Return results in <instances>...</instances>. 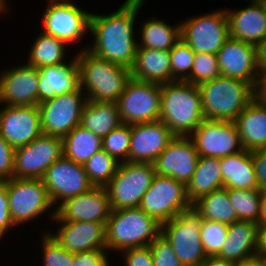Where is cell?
Listing matches in <instances>:
<instances>
[{"mask_svg": "<svg viewBox=\"0 0 266 266\" xmlns=\"http://www.w3.org/2000/svg\"><path fill=\"white\" fill-rule=\"evenodd\" d=\"M145 0H125L118 10L108 15L91 13L92 46L84 47L93 55L131 69L137 50L135 22Z\"/></svg>", "mask_w": 266, "mask_h": 266, "instance_id": "obj_1", "label": "cell"}, {"mask_svg": "<svg viewBox=\"0 0 266 266\" xmlns=\"http://www.w3.org/2000/svg\"><path fill=\"white\" fill-rule=\"evenodd\" d=\"M204 119L198 85L186 81L161 84L162 121L175 136H189Z\"/></svg>", "mask_w": 266, "mask_h": 266, "instance_id": "obj_2", "label": "cell"}, {"mask_svg": "<svg viewBox=\"0 0 266 266\" xmlns=\"http://www.w3.org/2000/svg\"><path fill=\"white\" fill-rule=\"evenodd\" d=\"M77 58L80 88L87 100L117 102L131 79L130 70L101 59L88 50H80Z\"/></svg>", "mask_w": 266, "mask_h": 266, "instance_id": "obj_3", "label": "cell"}, {"mask_svg": "<svg viewBox=\"0 0 266 266\" xmlns=\"http://www.w3.org/2000/svg\"><path fill=\"white\" fill-rule=\"evenodd\" d=\"M106 249L144 247L161 233V224L140 207L112 210L106 222ZM116 250V251H115Z\"/></svg>", "mask_w": 266, "mask_h": 266, "instance_id": "obj_4", "label": "cell"}, {"mask_svg": "<svg viewBox=\"0 0 266 266\" xmlns=\"http://www.w3.org/2000/svg\"><path fill=\"white\" fill-rule=\"evenodd\" d=\"M198 89L205 119L233 122L253 100V86L239 79L220 76Z\"/></svg>", "mask_w": 266, "mask_h": 266, "instance_id": "obj_5", "label": "cell"}, {"mask_svg": "<svg viewBox=\"0 0 266 266\" xmlns=\"http://www.w3.org/2000/svg\"><path fill=\"white\" fill-rule=\"evenodd\" d=\"M202 221L200 212L192 204L161 224V234L183 266H200L208 257L200 237Z\"/></svg>", "mask_w": 266, "mask_h": 266, "instance_id": "obj_6", "label": "cell"}, {"mask_svg": "<svg viewBox=\"0 0 266 266\" xmlns=\"http://www.w3.org/2000/svg\"><path fill=\"white\" fill-rule=\"evenodd\" d=\"M155 175L152 163L120 162L115 175L105 186L111 209L139 207Z\"/></svg>", "mask_w": 266, "mask_h": 266, "instance_id": "obj_7", "label": "cell"}, {"mask_svg": "<svg viewBox=\"0 0 266 266\" xmlns=\"http://www.w3.org/2000/svg\"><path fill=\"white\" fill-rule=\"evenodd\" d=\"M181 40L195 53L217 54L229 38L226 9L192 16L180 23Z\"/></svg>", "mask_w": 266, "mask_h": 266, "instance_id": "obj_8", "label": "cell"}, {"mask_svg": "<svg viewBox=\"0 0 266 266\" xmlns=\"http://www.w3.org/2000/svg\"><path fill=\"white\" fill-rule=\"evenodd\" d=\"M116 103L122 123L131 125L158 121L161 84L131 78Z\"/></svg>", "mask_w": 266, "mask_h": 266, "instance_id": "obj_9", "label": "cell"}, {"mask_svg": "<svg viewBox=\"0 0 266 266\" xmlns=\"http://www.w3.org/2000/svg\"><path fill=\"white\" fill-rule=\"evenodd\" d=\"M191 205L185 184L156 174L139 207L162 224Z\"/></svg>", "mask_w": 266, "mask_h": 266, "instance_id": "obj_10", "label": "cell"}, {"mask_svg": "<svg viewBox=\"0 0 266 266\" xmlns=\"http://www.w3.org/2000/svg\"><path fill=\"white\" fill-rule=\"evenodd\" d=\"M9 211L15 226L38 219L53 206L42 179L7 180Z\"/></svg>", "mask_w": 266, "mask_h": 266, "instance_id": "obj_11", "label": "cell"}, {"mask_svg": "<svg viewBox=\"0 0 266 266\" xmlns=\"http://www.w3.org/2000/svg\"><path fill=\"white\" fill-rule=\"evenodd\" d=\"M83 94V95H82ZM87 102L79 87L39 103L42 134L63 138L80 125L82 109Z\"/></svg>", "mask_w": 266, "mask_h": 266, "instance_id": "obj_12", "label": "cell"}, {"mask_svg": "<svg viewBox=\"0 0 266 266\" xmlns=\"http://www.w3.org/2000/svg\"><path fill=\"white\" fill-rule=\"evenodd\" d=\"M48 2L42 18V32L46 35L54 36L68 45L81 40L90 31V12L79 8L72 0Z\"/></svg>", "mask_w": 266, "mask_h": 266, "instance_id": "obj_13", "label": "cell"}, {"mask_svg": "<svg viewBox=\"0 0 266 266\" xmlns=\"http://www.w3.org/2000/svg\"><path fill=\"white\" fill-rule=\"evenodd\" d=\"M62 156V138L41 134L28 145L15 148L13 177L41 179L45 171Z\"/></svg>", "mask_w": 266, "mask_h": 266, "instance_id": "obj_14", "label": "cell"}, {"mask_svg": "<svg viewBox=\"0 0 266 266\" xmlns=\"http://www.w3.org/2000/svg\"><path fill=\"white\" fill-rule=\"evenodd\" d=\"M189 137L199 157L223 158L243 150L237 127L232 121L204 118Z\"/></svg>", "mask_w": 266, "mask_h": 266, "instance_id": "obj_15", "label": "cell"}, {"mask_svg": "<svg viewBox=\"0 0 266 266\" xmlns=\"http://www.w3.org/2000/svg\"><path fill=\"white\" fill-rule=\"evenodd\" d=\"M41 179L52 204L58 205V207L67 199L85 193L94 187L90 183L83 165L64 156L57 159L45 171ZM58 202L59 204H57Z\"/></svg>", "mask_w": 266, "mask_h": 266, "instance_id": "obj_16", "label": "cell"}, {"mask_svg": "<svg viewBox=\"0 0 266 266\" xmlns=\"http://www.w3.org/2000/svg\"><path fill=\"white\" fill-rule=\"evenodd\" d=\"M54 208L49 217L61 225L56 233L48 231V234L64 249L73 254L106 249V224L104 222L63 221Z\"/></svg>", "mask_w": 266, "mask_h": 266, "instance_id": "obj_17", "label": "cell"}, {"mask_svg": "<svg viewBox=\"0 0 266 266\" xmlns=\"http://www.w3.org/2000/svg\"><path fill=\"white\" fill-rule=\"evenodd\" d=\"M41 134L38 105H5L0 110V135L13 148L28 145Z\"/></svg>", "mask_w": 266, "mask_h": 266, "instance_id": "obj_18", "label": "cell"}, {"mask_svg": "<svg viewBox=\"0 0 266 266\" xmlns=\"http://www.w3.org/2000/svg\"><path fill=\"white\" fill-rule=\"evenodd\" d=\"M39 71L27 63L0 72V104L38 105Z\"/></svg>", "mask_w": 266, "mask_h": 266, "instance_id": "obj_19", "label": "cell"}, {"mask_svg": "<svg viewBox=\"0 0 266 266\" xmlns=\"http://www.w3.org/2000/svg\"><path fill=\"white\" fill-rule=\"evenodd\" d=\"M199 154L189 136H175L154 161L158 175L170 176L187 185L195 172Z\"/></svg>", "mask_w": 266, "mask_h": 266, "instance_id": "obj_20", "label": "cell"}, {"mask_svg": "<svg viewBox=\"0 0 266 266\" xmlns=\"http://www.w3.org/2000/svg\"><path fill=\"white\" fill-rule=\"evenodd\" d=\"M216 56L221 76L243 80L254 86L259 73L256 46L229 37Z\"/></svg>", "mask_w": 266, "mask_h": 266, "instance_id": "obj_21", "label": "cell"}, {"mask_svg": "<svg viewBox=\"0 0 266 266\" xmlns=\"http://www.w3.org/2000/svg\"><path fill=\"white\" fill-rule=\"evenodd\" d=\"M55 209L63 221H92L105 224L112 211L105 187H93L85 193L67 199Z\"/></svg>", "mask_w": 266, "mask_h": 266, "instance_id": "obj_22", "label": "cell"}, {"mask_svg": "<svg viewBox=\"0 0 266 266\" xmlns=\"http://www.w3.org/2000/svg\"><path fill=\"white\" fill-rule=\"evenodd\" d=\"M174 137L160 120L131 124L129 162L153 164Z\"/></svg>", "mask_w": 266, "mask_h": 266, "instance_id": "obj_23", "label": "cell"}, {"mask_svg": "<svg viewBox=\"0 0 266 266\" xmlns=\"http://www.w3.org/2000/svg\"><path fill=\"white\" fill-rule=\"evenodd\" d=\"M38 105L68 92L76 91L80 87L78 58L68 63L38 67Z\"/></svg>", "mask_w": 266, "mask_h": 266, "instance_id": "obj_24", "label": "cell"}, {"mask_svg": "<svg viewBox=\"0 0 266 266\" xmlns=\"http://www.w3.org/2000/svg\"><path fill=\"white\" fill-rule=\"evenodd\" d=\"M229 37L256 46L266 36V2L250 3L241 10H226Z\"/></svg>", "mask_w": 266, "mask_h": 266, "instance_id": "obj_25", "label": "cell"}, {"mask_svg": "<svg viewBox=\"0 0 266 266\" xmlns=\"http://www.w3.org/2000/svg\"><path fill=\"white\" fill-rule=\"evenodd\" d=\"M257 223L238 221L228 225L227 236L216 255L238 266L257 255Z\"/></svg>", "mask_w": 266, "mask_h": 266, "instance_id": "obj_26", "label": "cell"}, {"mask_svg": "<svg viewBox=\"0 0 266 266\" xmlns=\"http://www.w3.org/2000/svg\"><path fill=\"white\" fill-rule=\"evenodd\" d=\"M130 74L131 78L138 81L158 84L171 82L170 51L137 48Z\"/></svg>", "mask_w": 266, "mask_h": 266, "instance_id": "obj_27", "label": "cell"}, {"mask_svg": "<svg viewBox=\"0 0 266 266\" xmlns=\"http://www.w3.org/2000/svg\"><path fill=\"white\" fill-rule=\"evenodd\" d=\"M237 127L244 150L266 148V106L254 99L233 121Z\"/></svg>", "mask_w": 266, "mask_h": 266, "instance_id": "obj_28", "label": "cell"}, {"mask_svg": "<svg viewBox=\"0 0 266 266\" xmlns=\"http://www.w3.org/2000/svg\"><path fill=\"white\" fill-rule=\"evenodd\" d=\"M223 187L228 189H258L251 151L241 150L220 158Z\"/></svg>", "mask_w": 266, "mask_h": 266, "instance_id": "obj_29", "label": "cell"}, {"mask_svg": "<svg viewBox=\"0 0 266 266\" xmlns=\"http://www.w3.org/2000/svg\"><path fill=\"white\" fill-rule=\"evenodd\" d=\"M121 124L122 120L116 102L87 100L82 109L80 126L90 130L100 138H103Z\"/></svg>", "mask_w": 266, "mask_h": 266, "instance_id": "obj_30", "label": "cell"}, {"mask_svg": "<svg viewBox=\"0 0 266 266\" xmlns=\"http://www.w3.org/2000/svg\"><path fill=\"white\" fill-rule=\"evenodd\" d=\"M186 188L191 204L202 196L223 188L220 158L199 157L195 172Z\"/></svg>", "mask_w": 266, "mask_h": 266, "instance_id": "obj_31", "label": "cell"}, {"mask_svg": "<svg viewBox=\"0 0 266 266\" xmlns=\"http://www.w3.org/2000/svg\"><path fill=\"white\" fill-rule=\"evenodd\" d=\"M153 17L151 20H144L141 23L139 31L141 37L137 43V48H150L163 51H170L171 48L181 40L180 36V23L173 26L166 23L164 19H156Z\"/></svg>", "mask_w": 266, "mask_h": 266, "instance_id": "obj_32", "label": "cell"}, {"mask_svg": "<svg viewBox=\"0 0 266 266\" xmlns=\"http://www.w3.org/2000/svg\"><path fill=\"white\" fill-rule=\"evenodd\" d=\"M62 140L63 156L82 165L102 149V138L80 125Z\"/></svg>", "mask_w": 266, "mask_h": 266, "instance_id": "obj_33", "label": "cell"}, {"mask_svg": "<svg viewBox=\"0 0 266 266\" xmlns=\"http://www.w3.org/2000/svg\"><path fill=\"white\" fill-rule=\"evenodd\" d=\"M193 206L200 212L204 220L227 225L239 221L235 208L230 202L228 188L223 187L202 196L193 203Z\"/></svg>", "mask_w": 266, "mask_h": 266, "instance_id": "obj_34", "label": "cell"}, {"mask_svg": "<svg viewBox=\"0 0 266 266\" xmlns=\"http://www.w3.org/2000/svg\"><path fill=\"white\" fill-rule=\"evenodd\" d=\"M66 47L64 41L41 31L30 49L27 64L38 68L64 63Z\"/></svg>", "mask_w": 266, "mask_h": 266, "instance_id": "obj_35", "label": "cell"}, {"mask_svg": "<svg viewBox=\"0 0 266 266\" xmlns=\"http://www.w3.org/2000/svg\"><path fill=\"white\" fill-rule=\"evenodd\" d=\"M228 196L239 221L261 222V191L259 189H228Z\"/></svg>", "mask_w": 266, "mask_h": 266, "instance_id": "obj_36", "label": "cell"}, {"mask_svg": "<svg viewBox=\"0 0 266 266\" xmlns=\"http://www.w3.org/2000/svg\"><path fill=\"white\" fill-rule=\"evenodd\" d=\"M118 165L113 156L101 149L83 164V168L94 187H105L115 175Z\"/></svg>", "mask_w": 266, "mask_h": 266, "instance_id": "obj_37", "label": "cell"}, {"mask_svg": "<svg viewBox=\"0 0 266 266\" xmlns=\"http://www.w3.org/2000/svg\"><path fill=\"white\" fill-rule=\"evenodd\" d=\"M131 125L122 123L102 138V149L119 163L129 162Z\"/></svg>", "mask_w": 266, "mask_h": 266, "instance_id": "obj_38", "label": "cell"}, {"mask_svg": "<svg viewBox=\"0 0 266 266\" xmlns=\"http://www.w3.org/2000/svg\"><path fill=\"white\" fill-rule=\"evenodd\" d=\"M195 52L179 40L170 50L171 82L185 81L191 74Z\"/></svg>", "mask_w": 266, "mask_h": 266, "instance_id": "obj_39", "label": "cell"}, {"mask_svg": "<svg viewBox=\"0 0 266 266\" xmlns=\"http://www.w3.org/2000/svg\"><path fill=\"white\" fill-rule=\"evenodd\" d=\"M220 76L217 56L215 54L195 53L191 74L185 81L199 85Z\"/></svg>", "mask_w": 266, "mask_h": 266, "instance_id": "obj_40", "label": "cell"}, {"mask_svg": "<svg viewBox=\"0 0 266 266\" xmlns=\"http://www.w3.org/2000/svg\"><path fill=\"white\" fill-rule=\"evenodd\" d=\"M228 225L204 220L200 227V237L207 256H216L225 242Z\"/></svg>", "mask_w": 266, "mask_h": 266, "instance_id": "obj_41", "label": "cell"}, {"mask_svg": "<svg viewBox=\"0 0 266 266\" xmlns=\"http://www.w3.org/2000/svg\"><path fill=\"white\" fill-rule=\"evenodd\" d=\"M42 235L43 266H72L73 253L64 249L48 232Z\"/></svg>", "mask_w": 266, "mask_h": 266, "instance_id": "obj_42", "label": "cell"}, {"mask_svg": "<svg viewBox=\"0 0 266 266\" xmlns=\"http://www.w3.org/2000/svg\"><path fill=\"white\" fill-rule=\"evenodd\" d=\"M154 266H183L168 240L160 233L150 244Z\"/></svg>", "mask_w": 266, "mask_h": 266, "instance_id": "obj_43", "label": "cell"}, {"mask_svg": "<svg viewBox=\"0 0 266 266\" xmlns=\"http://www.w3.org/2000/svg\"><path fill=\"white\" fill-rule=\"evenodd\" d=\"M107 249H96L73 254L72 266H110Z\"/></svg>", "mask_w": 266, "mask_h": 266, "instance_id": "obj_44", "label": "cell"}, {"mask_svg": "<svg viewBox=\"0 0 266 266\" xmlns=\"http://www.w3.org/2000/svg\"><path fill=\"white\" fill-rule=\"evenodd\" d=\"M14 153L15 148L0 135V182L13 178Z\"/></svg>", "mask_w": 266, "mask_h": 266, "instance_id": "obj_45", "label": "cell"}, {"mask_svg": "<svg viewBox=\"0 0 266 266\" xmlns=\"http://www.w3.org/2000/svg\"><path fill=\"white\" fill-rule=\"evenodd\" d=\"M120 253L124 258V266H154L149 246L128 248Z\"/></svg>", "mask_w": 266, "mask_h": 266, "instance_id": "obj_46", "label": "cell"}, {"mask_svg": "<svg viewBox=\"0 0 266 266\" xmlns=\"http://www.w3.org/2000/svg\"><path fill=\"white\" fill-rule=\"evenodd\" d=\"M15 227L9 211V201L7 193V181L0 182V240L5 236V232Z\"/></svg>", "mask_w": 266, "mask_h": 266, "instance_id": "obj_47", "label": "cell"}, {"mask_svg": "<svg viewBox=\"0 0 266 266\" xmlns=\"http://www.w3.org/2000/svg\"><path fill=\"white\" fill-rule=\"evenodd\" d=\"M251 156L260 191L266 190V148L251 151Z\"/></svg>", "mask_w": 266, "mask_h": 266, "instance_id": "obj_48", "label": "cell"}, {"mask_svg": "<svg viewBox=\"0 0 266 266\" xmlns=\"http://www.w3.org/2000/svg\"><path fill=\"white\" fill-rule=\"evenodd\" d=\"M253 99L266 106V72L258 73L253 86Z\"/></svg>", "mask_w": 266, "mask_h": 266, "instance_id": "obj_49", "label": "cell"}, {"mask_svg": "<svg viewBox=\"0 0 266 266\" xmlns=\"http://www.w3.org/2000/svg\"><path fill=\"white\" fill-rule=\"evenodd\" d=\"M257 255L266 259V221L257 225Z\"/></svg>", "mask_w": 266, "mask_h": 266, "instance_id": "obj_50", "label": "cell"}, {"mask_svg": "<svg viewBox=\"0 0 266 266\" xmlns=\"http://www.w3.org/2000/svg\"><path fill=\"white\" fill-rule=\"evenodd\" d=\"M257 67L259 73L266 72V36L256 45Z\"/></svg>", "mask_w": 266, "mask_h": 266, "instance_id": "obj_51", "label": "cell"}, {"mask_svg": "<svg viewBox=\"0 0 266 266\" xmlns=\"http://www.w3.org/2000/svg\"><path fill=\"white\" fill-rule=\"evenodd\" d=\"M200 266H236V265L218 256H208Z\"/></svg>", "mask_w": 266, "mask_h": 266, "instance_id": "obj_52", "label": "cell"}, {"mask_svg": "<svg viewBox=\"0 0 266 266\" xmlns=\"http://www.w3.org/2000/svg\"><path fill=\"white\" fill-rule=\"evenodd\" d=\"M238 266H266V259L256 255L243 261Z\"/></svg>", "mask_w": 266, "mask_h": 266, "instance_id": "obj_53", "label": "cell"}, {"mask_svg": "<svg viewBox=\"0 0 266 266\" xmlns=\"http://www.w3.org/2000/svg\"><path fill=\"white\" fill-rule=\"evenodd\" d=\"M261 221H266V190L261 191Z\"/></svg>", "mask_w": 266, "mask_h": 266, "instance_id": "obj_54", "label": "cell"}, {"mask_svg": "<svg viewBox=\"0 0 266 266\" xmlns=\"http://www.w3.org/2000/svg\"><path fill=\"white\" fill-rule=\"evenodd\" d=\"M6 9H8V7L6 6V4L3 3L2 0H0V14L4 13L7 11Z\"/></svg>", "mask_w": 266, "mask_h": 266, "instance_id": "obj_55", "label": "cell"}, {"mask_svg": "<svg viewBox=\"0 0 266 266\" xmlns=\"http://www.w3.org/2000/svg\"><path fill=\"white\" fill-rule=\"evenodd\" d=\"M251 3H262V2H266V0H248Z\"/></svg>", "mask_w": 266, "mask_h": 266, "instance_id": "obj_56", "label": "cell"}]
</instances>
